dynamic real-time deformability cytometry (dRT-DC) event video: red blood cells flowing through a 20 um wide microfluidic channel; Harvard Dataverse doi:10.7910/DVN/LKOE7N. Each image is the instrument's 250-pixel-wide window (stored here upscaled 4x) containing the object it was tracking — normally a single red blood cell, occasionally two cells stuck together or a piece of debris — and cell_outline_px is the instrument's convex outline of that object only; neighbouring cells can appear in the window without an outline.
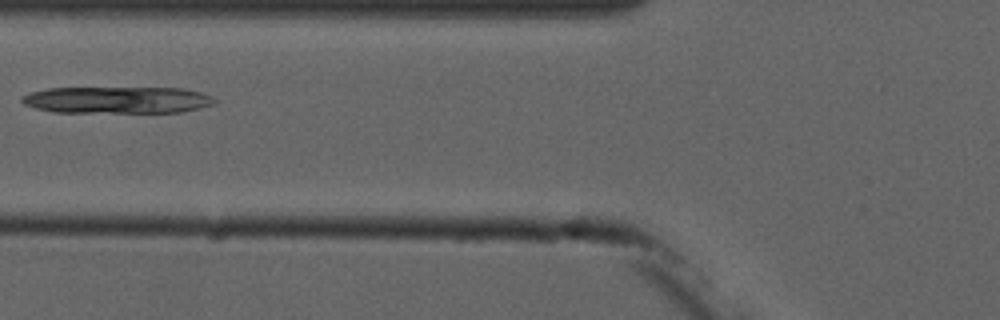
{"species": "common noctule bat (a hibernating species)", "species_latin": "Nyctalus noctula", "temperature_condition": "cold", "stored_images_in_passage": 2, "camera_frame_rate_fps": 3000, "um_per_image_px": 0.085, "animal": {"sex": "male", "forearm_length_mm": 52.5}, "frame": {"image": 1, "passage_image": 2, "time_ms": 2.0, "image_size_px": [1000, 320], "cell_outline_px": [[216, 100], [212, 104], [180, 112], [52, 112], [36, 108], [24, 104], [20, 100], [20, 96], [28, 92], [48, 88], [184, 88], [200, 92], [212, 96]], "centroid_in_image_um": [9.89, 8.49], "position_along_channel_um": 115.9, "area_um2": 30.06}}